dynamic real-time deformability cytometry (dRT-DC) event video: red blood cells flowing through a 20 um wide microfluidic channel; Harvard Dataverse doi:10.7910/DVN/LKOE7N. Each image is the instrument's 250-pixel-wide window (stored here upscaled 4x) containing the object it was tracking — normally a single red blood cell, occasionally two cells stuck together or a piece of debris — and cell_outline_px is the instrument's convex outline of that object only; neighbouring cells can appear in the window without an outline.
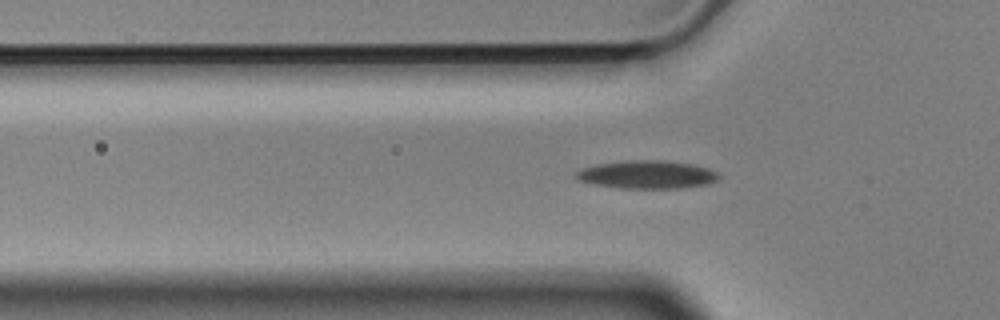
{"species": "Egyptian fruit bat (a non-hibernating species)", "species_latin": "Rousettus aegyptiacus", "temperature_condition": "cold", "stored_images_in_passage": 43, "camera_frame_rate_fps": 3000, "um_per_image_px": 0.085, "animal": {"sex": "male"}, "frame": {"image": 1, "passage_image": 4, "time_ms": 1.0, "image_size_px": [1000, 320], "cell_outline_px": [[720, 176], [716, 180], [708, 184], [680, 188], [620, 188], [592, 184], [576, 180], [576, 172], [580, 168], [596, 164], [624, 160], [664, 160], [696, 164], [708, 168], [716, 172]], "centroid_in_image_um": [54.97, 14.83], "position_along_channel_um": 70.8, "area_um2": 23.64}}
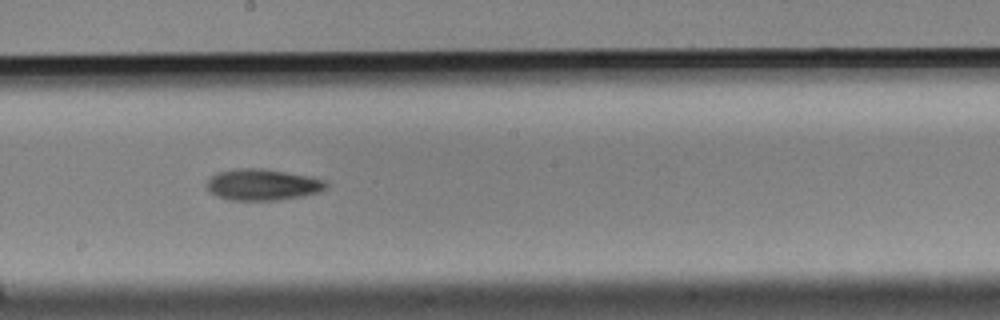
{"frame": {"image": 2, "passage_image": 17, "time_ms": 5.333, "image_size_px": [1000, 320], "cell_outline_px": [[328, 188], [320, 192], [304, 196], [280, 200], [228, 200], [216, 196], [208, 188], [208, 180], [216, 172], [236, 168], [260, 168], [308, 176], [324, 180], [328, 184]], "centroid_in_image_um": [22.34, 15.7], "position_along_channel_um": 225.9, "area_um2": 21.79}}
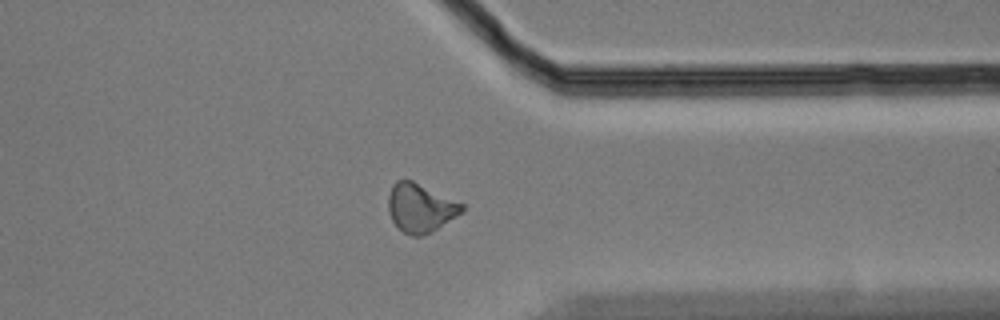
{"frame": {"image": 3, "passage_image": 30, "time_ms": 9.667, "image_size_px": [1000, 320], "cell_outline_px": [[464, 212], [424, 236], [412, 236], [404, 232], [392, 220], [388, 212], [388, 196], [392, 184], [396, 180], [412, 180], [464, 204]], "centroid_in_image_um": [35.73, 17.66], "position_along_channel_um": 375.7, "area_um2": 20.87}}